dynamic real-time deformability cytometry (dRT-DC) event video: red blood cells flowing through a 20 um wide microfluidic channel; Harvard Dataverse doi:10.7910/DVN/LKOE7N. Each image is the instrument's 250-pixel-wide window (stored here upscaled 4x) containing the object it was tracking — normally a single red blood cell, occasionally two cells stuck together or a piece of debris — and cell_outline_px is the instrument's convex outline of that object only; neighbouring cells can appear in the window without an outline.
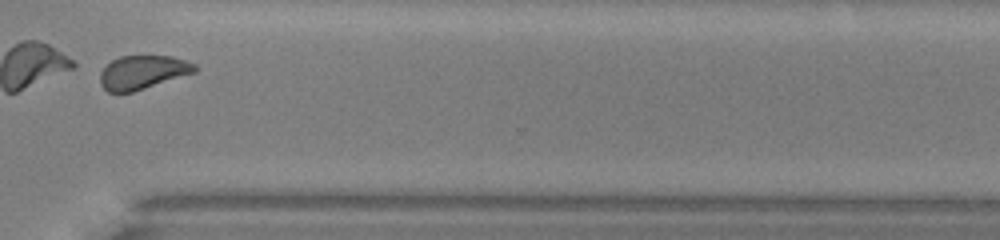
{"species": "common noctule bat (a hibernating species)", "species_latin": "Nyctalus noctula", "temperature_condition": "warm", "stored_images_in_passage": 37, "camera_frame_rate_fps": 3000, "um_per_image_px": 0.085, "animal": {"sex": "male", "body_mass_g": 13.0, "forearm_length_mm": 53.1}, "frame": {"image": 1, "passage_image": 35, "time_ms": 11.333, "image_size_px": [1000, 240], "cell_outline_px": [[196, 72], [132, 92], [108, 92], [100, 84], [100, 72], [112, 60], [120, 56], [172, 56], [196, 64]], "centroid_in_image_um": [12.12, 6.14], "position_along_channel_um": 358.5, "area_um2": 18.44}, "authors_computed_cell_mechanics": {"area_um2": 19.363, "velocity_mm_per_s": 4.1, "shape_relaxation_time_tau1_ms": 1.3008, "shape_relaxation_time_tau2_ms": 1.5321, "deformation_change_tau1": 0.2818, "deformation_change_tau2": 0.0802}}